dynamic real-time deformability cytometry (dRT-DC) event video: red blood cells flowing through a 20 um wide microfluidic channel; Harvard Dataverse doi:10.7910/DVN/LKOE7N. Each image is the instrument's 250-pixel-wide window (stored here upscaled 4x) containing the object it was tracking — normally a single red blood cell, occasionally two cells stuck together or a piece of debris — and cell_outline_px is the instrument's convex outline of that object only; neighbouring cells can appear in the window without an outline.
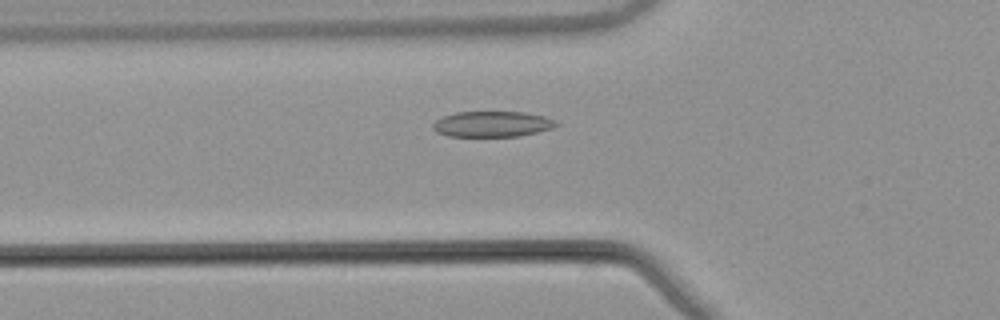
{"species": "common noctule bat (a hibernating species)", "species_latin": "Nyctalus noctula", "temperature_condition": "warm", "stored_images_in_passage": 51, "camera_frame_rate_fps": 3000, "um_per_image_px": 0.085, "animal": {"sex": "male", "body_mass_g": 21.5, "forearm_length_mm": 52.0}, "frame": {"image": 1, "passage_image": 17, "time_ms": 5.333, "image_size_px": [1000, 320], "cell_outline_px": [[560, 124], [552, 128], [520, 136], [448, 136], [436, 132], [432, 128], [432, 124], [436, 120], [444, 116], [456, 112], [524, 112], [544, 116], [556, 120]], "centroid_in_image_um": [41.84, 10.54], "position_along_channel_um": 84.0, "area_um2": 18.44}}
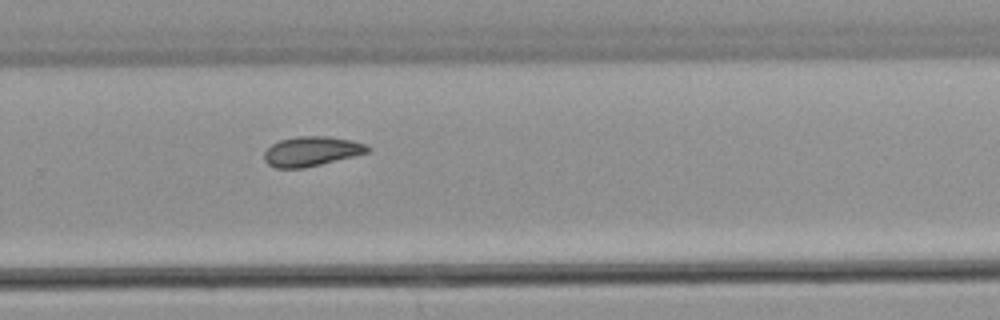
{"frame": {"image": 2, "passage_image": 34, "time_ms": 11.0, "image_size_px": [1000, 320], "cell_outline_px": [[372, 148], [368, 152], [304, 168], [276, 168], [268, 164], [264, 160], [264, 152], [272, 144], [280, 140], [300, 136], [328, 136], [352, 140], [368, 144]], "centroid_in_image_um": [26.49, 12.85], "position_along_channel_um": 303.3, "area_um2": 17.8}}
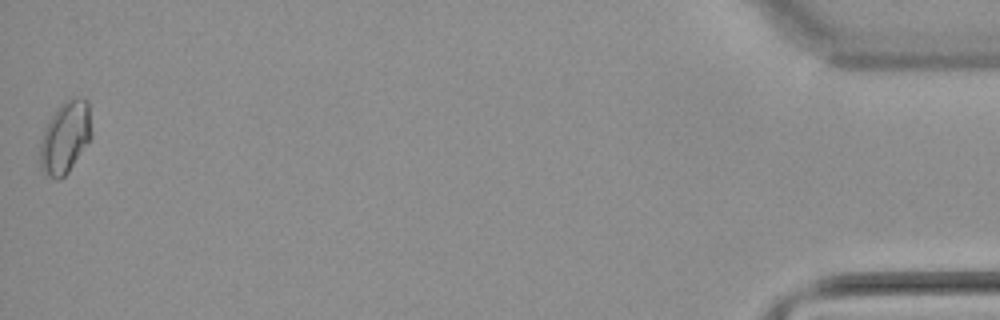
{"frame": {"image": 3, "passage_image": 51, "time_ms": 16.667, "image_size_px": [1000, 320], "cell_outline_px": [[92, 136], [68, 172], [60, 180], [56, 180], [48, 176], [40, 168], [40, 140], [56, 108], [64, 100], [72, 96], [76, 96], [88, 100], [92, 132]], "centroid_in_image_um": [5.55, 11.65], "position_along_channel_um": 429.6, "area_um2": 21.68}, "authors_computed_cell_mechanics": {"area_um2": 18.207, "velocity_mm_per_s": 3.8719, "shape_relaxation_time_tau1_ms": 5.6689, "shape_relaxation_time_tau2_ms": 6.0935, "deformation_change_tau1": 0.122, "deformation_change_tau2": 0.1131}}